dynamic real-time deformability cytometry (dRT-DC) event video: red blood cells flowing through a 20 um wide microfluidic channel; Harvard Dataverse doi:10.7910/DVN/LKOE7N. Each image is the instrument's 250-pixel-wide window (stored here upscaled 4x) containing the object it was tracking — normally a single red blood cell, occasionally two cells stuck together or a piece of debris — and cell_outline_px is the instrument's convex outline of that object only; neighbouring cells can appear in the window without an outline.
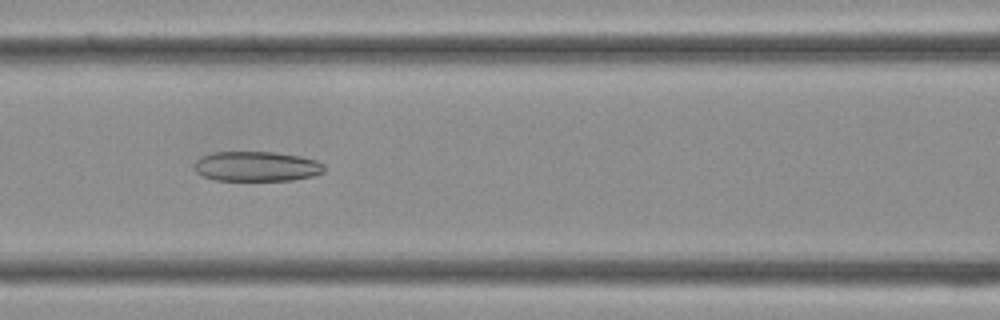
{"species": "Egyptian fruit bat (a non-hibernating species)", "species_latin": "Rousettus aegyptiacus", "temperature_condition": "cold", "stored_images_in_passage": 36, "camera_frame_rate_fps": 3000, "um_per_image_px": 0.085, "frame": {"image": 1, "passage_image": 15, "time_ms": 4.667, "image_size_px": [1000, 320], "cell_outline_px": [[324, 172], [312, 176], [292, 180], [216, 180], [204, 176], [196, 172], [192, 168], [192, 164], [200, 156], [212, 152], [272, 152], [300, 156], [316, 160], [324, 164]], "centroid_in_image_um": [21.77, 14.13], "position_along_channel_um": 144.8, "area_um2": 22.77}}
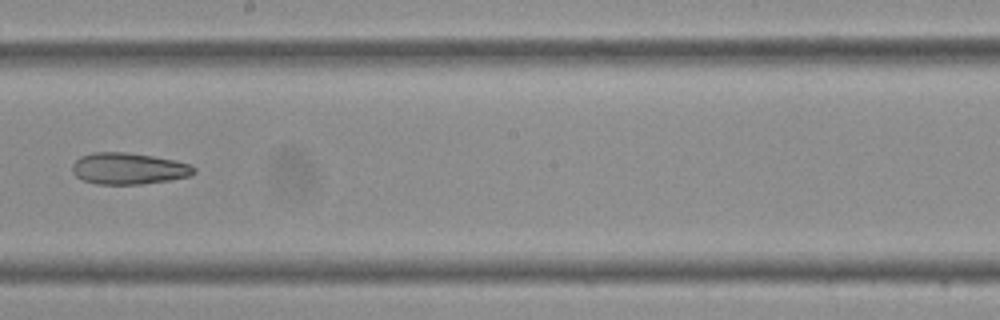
{"frame": {"image": 2, "passage_image": 20, "time_ms": 6.333, "image_size_px": [1000, 320], "cell_outline_px": [[196, 172], [192, 176], [168, 180], [140, 184], [96, 184], [84, 180], [76, 176], [72, 172], [72, 164], [80, 156], [92, 152], [124, 152], [152, 156], [192, 164], [196, 168]], "centroid_in_image_um": [10.93, 14.32], "position_along_channel_um": 237.3, "area_um2": 22.37}}
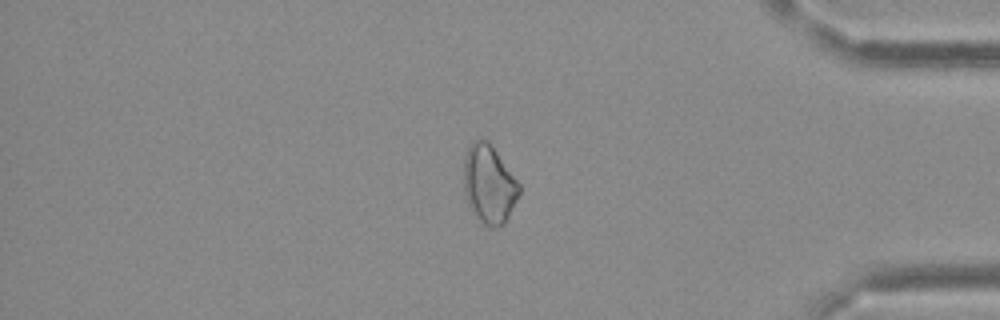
{"frame": {"image": 3, "passage_image": 30, "time_ms": 9.667, "image_size_px": [1000, 320], "cell_outline_px": [[520, 192], [504, 224], [496, 228], [488, 228], [472, 212], [468, 204], [464, 192], [464, 156], [468, 144], [472, 140], [488, 140], [492, 144], [520, 184]], "centroid_in_image_um": [41.55, 15.64], "position_along_channel_um": 393.6, "area_um2": 25.55}}